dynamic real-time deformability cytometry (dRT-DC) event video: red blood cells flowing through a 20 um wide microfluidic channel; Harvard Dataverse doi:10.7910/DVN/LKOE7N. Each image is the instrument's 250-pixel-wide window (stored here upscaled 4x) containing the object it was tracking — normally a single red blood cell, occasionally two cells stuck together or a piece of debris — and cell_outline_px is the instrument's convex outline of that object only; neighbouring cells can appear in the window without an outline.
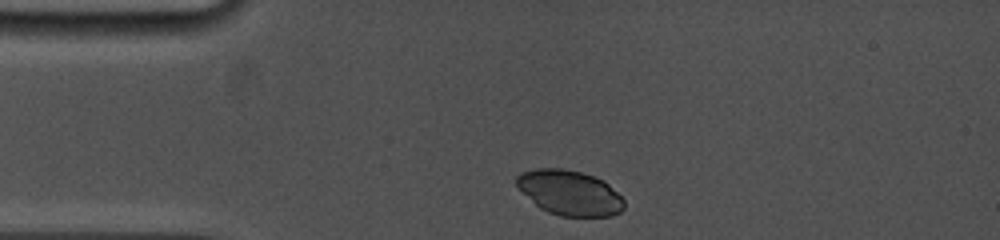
{"species": "common noctule bat (a hibernating species)", "species_latin": "Nyctalus noctula", "temperature_condition": "cold", "stored_images_in_passage": 6, "camera_frame_rate_fps": 5000, "um_per_image_px": 0.085, "animal": {"sex": "female", "body_mass_g": 19.0, "forearm_length_mm": 53.3}, "frame": {"image": 1, "passage_image": 1, "time_ms": 0.0, "image_size_px": [1000, 240], "cell_outline_px": [[624, 208], [620, 212], [612, 216], [560, 216], [548, 212], [540, 208], [516, 184], [516, 176], [520, 172], [536, 168], [560, 168], [580, 172], [604, 180], [624, 200]], "centroid_in_image_um": [48.43, 16.38], "position_along_channel_um": 36.6, "area_um2": 27.92}}